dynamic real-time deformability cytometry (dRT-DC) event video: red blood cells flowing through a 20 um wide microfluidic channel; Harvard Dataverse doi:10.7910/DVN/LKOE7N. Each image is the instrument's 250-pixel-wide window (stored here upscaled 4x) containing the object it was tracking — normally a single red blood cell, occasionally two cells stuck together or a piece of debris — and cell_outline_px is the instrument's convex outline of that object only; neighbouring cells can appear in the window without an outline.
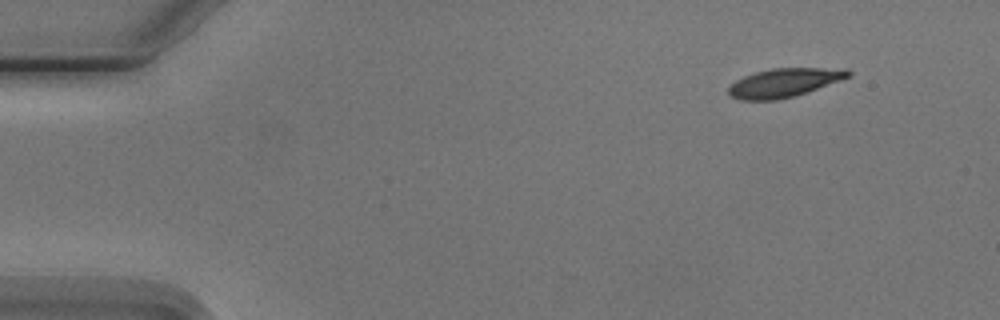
{"species": "Egyptian fruit bat (a non-hibernating species)", "species_latin": "Rousettus aegyptiacus", "temperature_condition": "cold", "stored_images_in_passage": 4, "camera_frame_rate_fps": 3000, "um_per_image_px": 0.085, "animal": {"sex": "male"}, "frame": {"image": 1, "passage_image": 1, "time_ms": 0.0, "image_size_px": [1000, 320], "cell_outline_px": [[852, 76], [792, 96], [776, 100], [740, 100], [728, 96], [728, 88], [736, 80], [744, 76], [756, 72], [772, 68], [848, 68], [852, 72]], "centroid_in_image_um": [66.64, 7.02], "position_along_channel_um": 18.4, "area_um2": 19.88}}
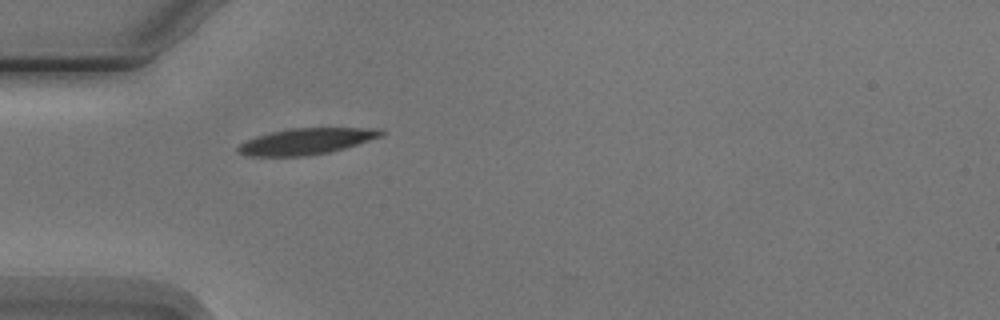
{"frame": {"image": 2, "passage_image": 4, "time_ms": 3.667, "image_size_px": [1000, 320], "cell_outline_px": [[384, 136], [344, 148], [328, 152], [304, 156], [252, 156], [236, 152], [236, 148], [240, 144], [256, 136], [272, 132], [292, 128], [380, 128], [384, 132]], "centroid_in_image_um": [26.06, 12.01], "position_along_channel_um": 58.9, "area_um2": 21.68}}